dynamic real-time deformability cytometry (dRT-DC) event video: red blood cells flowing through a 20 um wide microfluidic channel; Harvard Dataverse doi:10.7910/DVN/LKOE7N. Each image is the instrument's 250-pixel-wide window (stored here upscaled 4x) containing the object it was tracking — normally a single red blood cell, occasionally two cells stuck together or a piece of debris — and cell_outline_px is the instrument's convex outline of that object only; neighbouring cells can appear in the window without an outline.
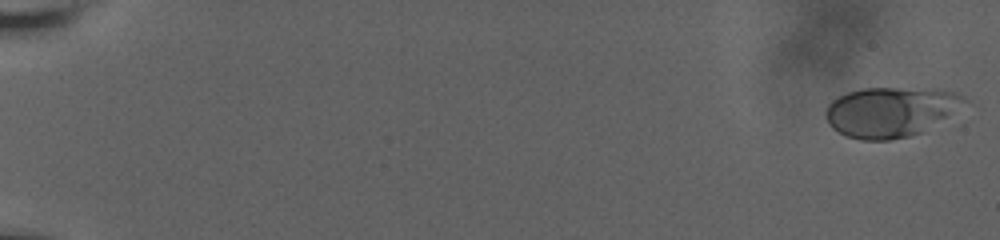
{"species": "human", "species_latin": "Homo sapiens", "temperature_condition": "room temperature", "stored_images_in_passage": 43, "camera_frame_rate_fps": 3000, "um_per_image_px": 0.085, "donor": {"sex": "male"}, "frame": {"image": 1, "passage_image": 1, "time_ms": 0.0, "image_size_px": [1000, 240], "cell_outline_px": [[968, 100], [924, 132], [892, 140], [860, 140], [848, 136], [832, 128], [828, 124], [824, 112], [828, 104], [832, 100], [848, 92], [864, 88], [940, 88], [964, 96]], "centroid_in_image_um": [75.67, 9.5], "position_along_channel_um": 9.3, "area_um2": 40.29}}
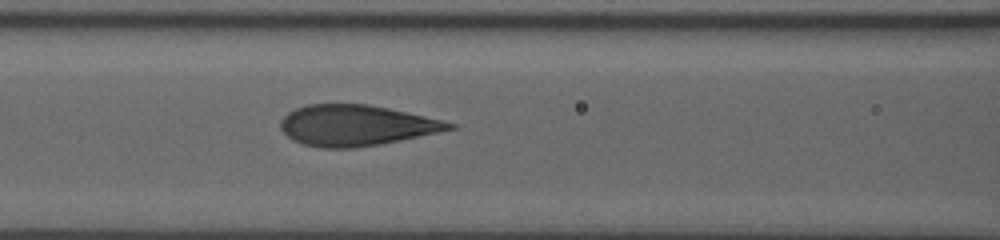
{"frame": {"image": 2, "passage_image": 23, "time_ms": 9.333, "image_size_px": [1000, 240], "cell_outline_px": [[456, 128], [400, 140], [380, 144], [356, 148], [320, 148], [304, 144], [292, 140], [280, 128], [280, 120], [288, 112], [296, 108], [308, 104], [368, 104], [388, 108], [424, 116], [456, 124]], "centroid_in_image_um": [30.22, 10.66], "position_along_channel_um": 136.4, "area_um2": 39.82}}
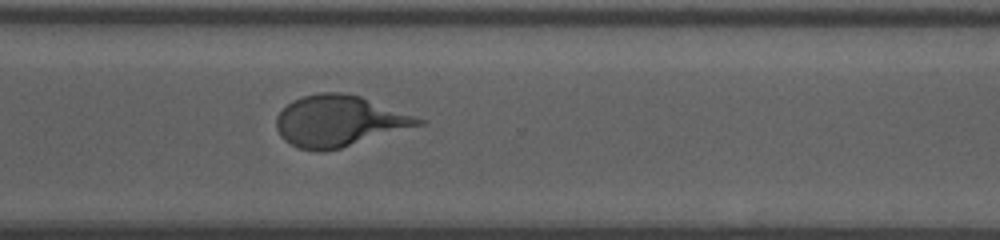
{"frame": {"image": 3, "passage_image": 43, "time_ms": 15.0, "image_size_px": [1000, 240], "cell_outline_px": [[428, 124], [340, 148], [324, 152], [316, 152], [300, 148], [284, 140], [280, 136], [276, 128], [276, 116], [292, 100], [304, 96], [320, 92], [340, 92], [360, 96], [424, 120]], "centroid_in_image_um": [28.82, 10.3], "position_along_channel_um": 341.8, "area_um2": 42.19}}